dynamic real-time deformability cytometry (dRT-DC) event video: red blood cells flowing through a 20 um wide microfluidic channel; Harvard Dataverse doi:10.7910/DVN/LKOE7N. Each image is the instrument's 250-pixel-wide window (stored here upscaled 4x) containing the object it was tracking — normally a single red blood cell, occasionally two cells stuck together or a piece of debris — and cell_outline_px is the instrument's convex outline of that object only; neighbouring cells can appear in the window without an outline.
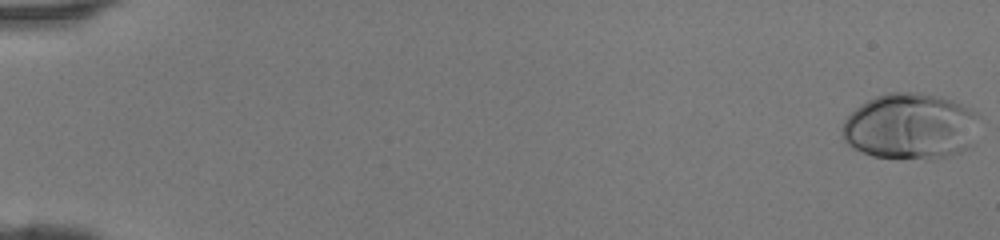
{"species": "human", "species_latin": "Homo sapiens", "temperature_condition": "room temperature", "stored_images_in_passage": 17, "camera_frame_rate_fps": 3000, "um_per_image_px": 0.085, "donor": {"sex": "female"}, "frame": {"image": 1, "passage_image": 1, "time_ms": 0.0, "image_size_px": [1000, 240], "cell_outline_px": [[980, 116], [968, 148], [960, 152], [944, 156], [872, 156], [852, 148], [844, 140], [840, 132], [840, 128], [844, 120], [860, 104], [876, 96], [888, 92], [916, 92], [936, 96], [952, 100], [972, 108]], "centroid_in_image_um": [77.34, 10.69], "position_along_channel_um": 7.7, "area_um2": 52.02}}
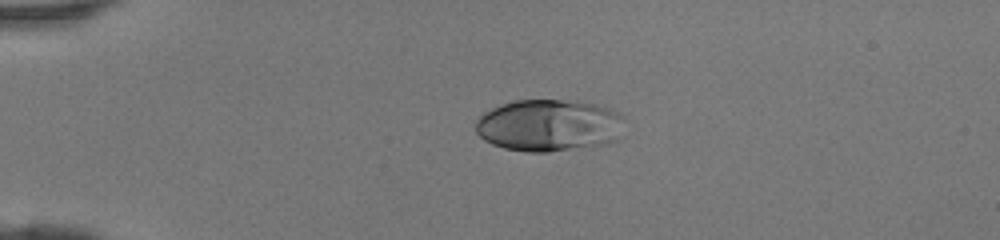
{"frame": {"image": 2, "passage_image": 12, "time_ms": 3.667, "image_size_px": [1000, 240], "cell_outline_px": [[624, 116], [616, 140], [608, 144], [548, 152], [528, 152], [504, 148], [492, 144], [484, 140], [476, 132], [476, 120], [484, 112], [492, 108], [516, 100], [576, 100], [608, 108], [620, 112]], "centroid_in_image_um": [46.65, 10.66], "position_along_channel_um": 38.3, "area_um2": 45.14}}